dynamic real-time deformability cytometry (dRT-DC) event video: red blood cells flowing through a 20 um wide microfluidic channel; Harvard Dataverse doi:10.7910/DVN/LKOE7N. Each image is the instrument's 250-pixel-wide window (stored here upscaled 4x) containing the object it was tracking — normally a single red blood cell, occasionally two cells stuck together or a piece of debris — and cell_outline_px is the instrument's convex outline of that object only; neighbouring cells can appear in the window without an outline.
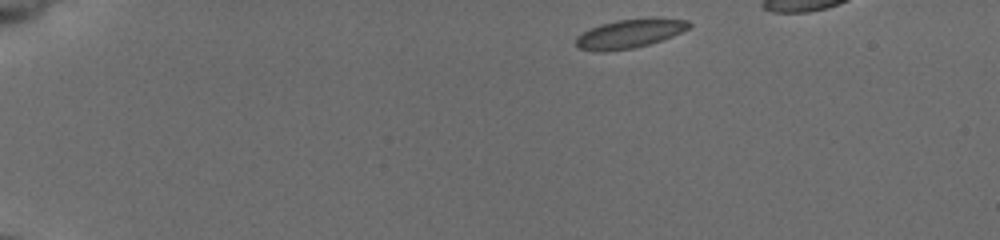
{"species": "common noctule bat (a hibernating species)", "species_latin": "Nyctalus noctula", "temperature_condition": "cold", "stored_images_in_passage": 42, "camera_frame_rate_fps": 3000, "um_per_image_px": 0.085, "animal": {"sex": "female", "body_mass_g": 19.5, "forearm_length_mm": 54.1}, "frame": {"image": 1, "passage_image": 1, "time_ms": 0.0, "image_size_px": [1000, 240], "cell_outline_px": [[692, 24], [688, 28], [672, 36], [648, 44], [632, 48], [604, 52], [596, 52], [580, 48], [576, 44], [576, 36], [600, 24], [616, 20], [652, 16], [688, 20]], "centroid_in_image_um": [53.54, 2.83], "position_along_channel_um": 31.5, "area_um2": 19.19}}
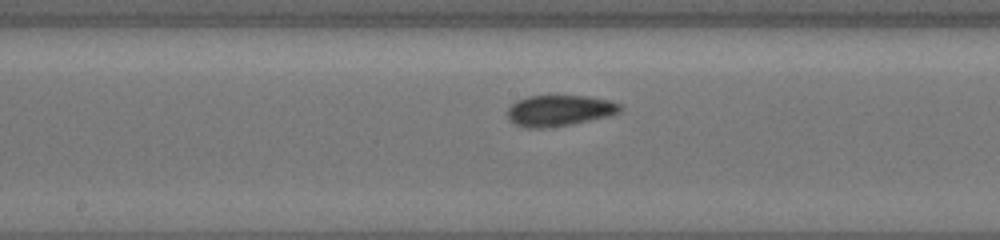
{"frame": {"image": 2, "passage_image": 25, "time_ms": 7.0, "image_size_px": [1000, 240], "cell_outline_px": [[624, 108], [620, 112], [608, 116], [568, 124], [544, 128], [524, 128], [508, 120], [508, 108], [516, 100], [528, 96], [588, 96], [608, 100], [620, 104]], "centroid_in_image_um": [47.53, 9.39], "position_along_channel_um": 200.7, "area_um2": 20.23}}
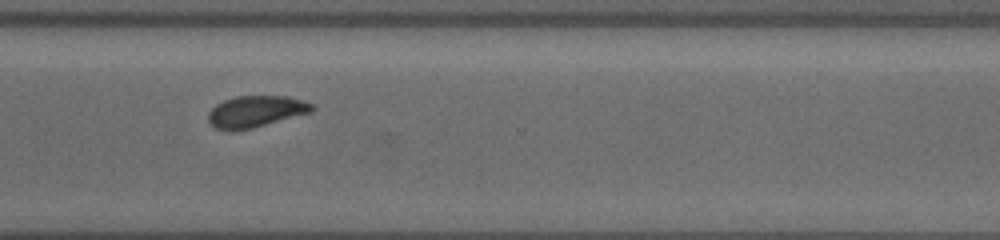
{"frame": {"image": 3, "passage_image": 41, "time_ms": 11.0, "image_size_px": [1000, 240], "cell_outline_px": [[316, 108], [312, 112], [252, 128], [216, 128], [208, 120], [208, 112], [216, 104], [224, 100], [236, 96], [288, 96], [312, 104]], "centroid_in_image_um": [21.78, 9.44], "position_along_channel_um": 348.8, "area_um2": 18.55}}